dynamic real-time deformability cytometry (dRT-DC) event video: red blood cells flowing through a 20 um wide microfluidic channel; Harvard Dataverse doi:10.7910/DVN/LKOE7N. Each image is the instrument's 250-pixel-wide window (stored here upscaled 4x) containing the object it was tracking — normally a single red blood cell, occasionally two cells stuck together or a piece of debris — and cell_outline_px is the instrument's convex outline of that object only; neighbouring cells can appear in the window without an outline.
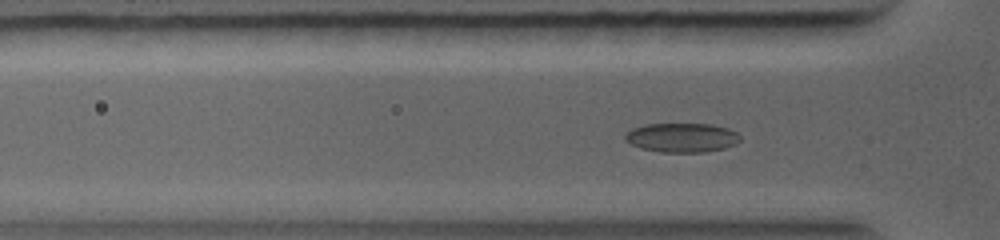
{"species": "common noctule bat (a hibernating species)", "species_latin": "Nyctalus noctula", "temperature_condition": "warm", "stored_images_in_passage": 57, "camera_frame_rate_fps": 5000, "um_per_image_px": 0.085, "animal": {"sex": "female", "body_mass_g": 19.0, "forearm_length_mm": 56.7}, "frame": {"image": 1, "passage_image": 15, "time_ms": 2.8, "image_size_px": [1000, 240], "cell_outline_px": [[740, 140], [736, 144], [724, 148], [704, 152], [660, 152], [640, 148], [624, 140], [624, 136], [632, 128], [644, 124], [712, 124], [728, 128], [736, 132], [740, 136]], "centroid_in_image_um": [57.95, 11.69], "position_along_channel_um": 67.8, "area_um2": 19.65}}
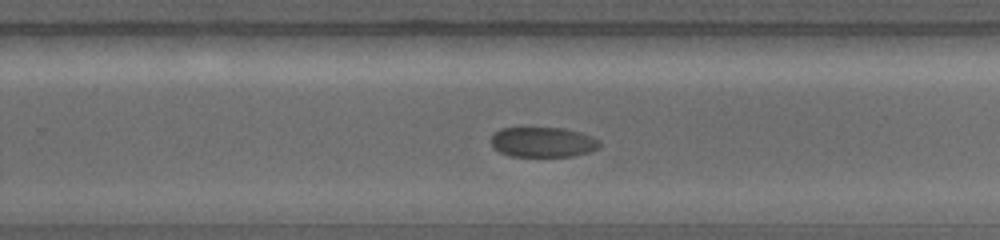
{"frame": {"image": 2, "passage_image": 37, "time_ms": 7.2, "image_size_px": [1000, 240], "cell_outline_px": [[600, 148], [588, 152], [572, 156], [508, 156], [500, 152], [492, 144], [492, 136], [500, 128], [564, 128], [580, 132], [592, 136], [600, 140]], "centroid_in_image_um": [46.18, 12.08], "position_along_channel_um": 283.6, "area_um2": 18.96}}
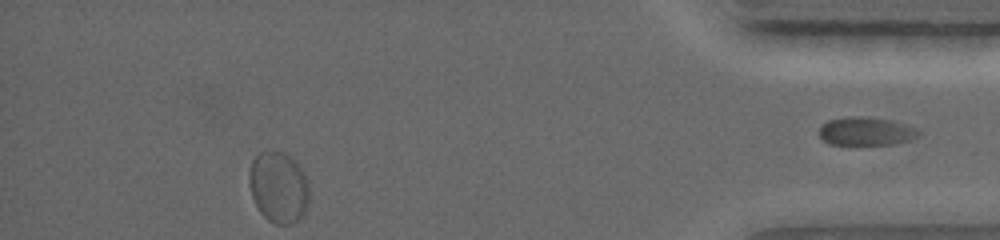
{"frame": {"image": 3, "passage_image": 56, "time_ms": 11.0, "image_size_px": [1000, 240], "cell_outline_px": [[308, 200], [304, 216], [292, 224], [276, 224], [268, 220], [260, 212], [252, 196], [248, 176], [252, 160], [260, 152], [284, 152], [292, 156], [300, 168], [308, 184]], "centroid_in_image_um": [23.68, 15.93], "position_along_channel_um": 411.5, "area_um2": 24.8}}